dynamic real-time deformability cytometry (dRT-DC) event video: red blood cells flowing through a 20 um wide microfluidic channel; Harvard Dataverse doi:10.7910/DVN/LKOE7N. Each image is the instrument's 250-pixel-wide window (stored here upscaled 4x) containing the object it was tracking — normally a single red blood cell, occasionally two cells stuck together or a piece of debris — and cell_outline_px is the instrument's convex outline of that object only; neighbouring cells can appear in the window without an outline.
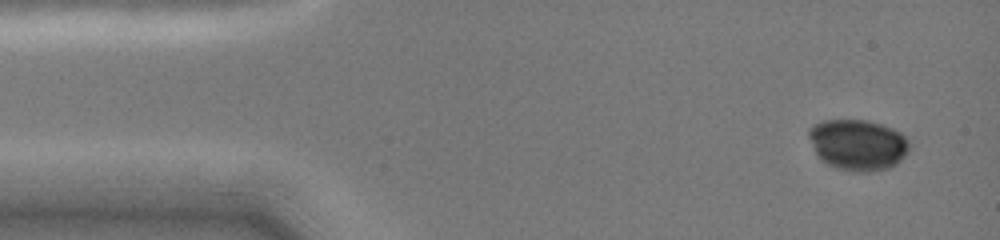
{"species": "common noctule bat (a hibernating species)", "species_latin": "Nyctalus noctula", "temperature_condition": "cold", "stored_images_in_passage": 10, "camera_frame_rate_fps": 3000, "um_per_image_px": 0.085, "animal": {"sex": "female", "body_mass_g": 19.0, "forearm_length_mm": 51.5}, "frame": {"image": 1, "passage_image": 1, "time_ms": 0.0, "image_size_px": [1000, 240], "cell_outline_px": [[908, 152], [896, 164], [888, 168], [868, 172], [852, 172], [836, 168], [820, 160], [816, 156], [808, 136], [808, 128], [812, 124], [824, 120], [868, 120], [892, 128], [900, 132], [908, 140]], "centroid_in_image_um": [72.87, 12.31], "position_along_channel_um": 12.1, "area_um2": 30.11}}
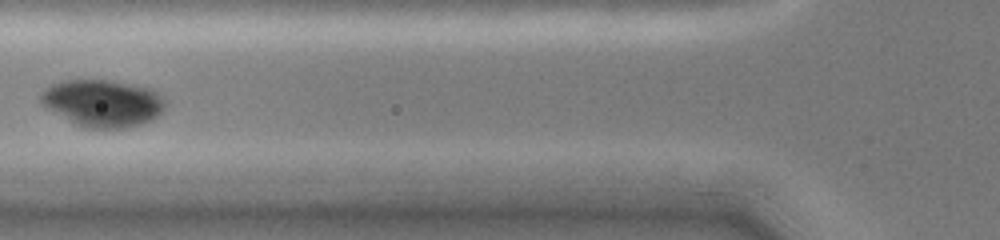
{"frame": {"image": 2, "passage_image": 6, "time_ms": 5.0, "image_size_px": [1000, 240], "cell_outline_px": [[164, 108], [152, 120], [140, 124], [124, 128], [84, 128], [44, 108], [40, 104], [40, 92], [44, 88], [52, 84], [64, 80], [108, 80], [152, 88], [164, 96]], "centroid_in_image_um": [8.69, 8.76], "position_along_channel_um": 117.1, "area_um2": 34.39}}
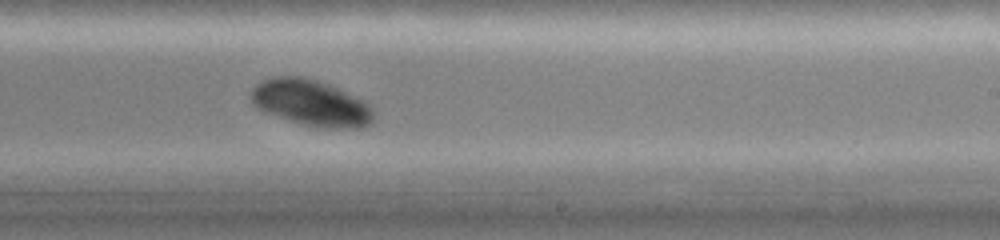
{"frame": {"image": 3, "passage_image": 10, "time_ms": 8.667, "image_size_px": [1000, 240], "cell_outline_px": [[372, 120], [368, 124], [360, 128], [316, 128], [288, 120], [264, 112], [256, 108], [252, 104], [248, 96], [252, 88], [256, 84], [264, 80], [276, 76], [300, 76], [316, 80], [328, 84], [364, 100], [372, 104]], "centroid_in_image_um": [26.39, 8.75], "position_along_channel_um": 262.6, "area_um2": 33.23}}